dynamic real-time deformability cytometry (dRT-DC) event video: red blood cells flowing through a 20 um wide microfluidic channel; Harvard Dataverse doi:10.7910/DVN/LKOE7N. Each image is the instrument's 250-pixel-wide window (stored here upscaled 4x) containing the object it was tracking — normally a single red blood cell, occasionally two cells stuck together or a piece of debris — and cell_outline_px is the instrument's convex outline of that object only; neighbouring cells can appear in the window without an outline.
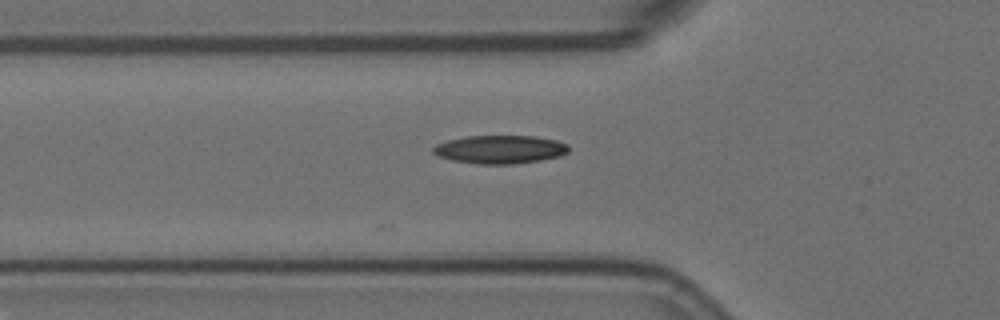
{"species": "Egyptian fruit bat (a non-hibernating species)", "species_latin": "Rousettus aegyptiacus", "temperature_condition": "room temperature", "stored_images_in_passage": 4, "camera_frame_rate_fps": 3000, "um_per_image_px": 0.085, "animal": {"sex": "female"}, "frame": {"image": 1, "passage_image": 2, "time_ms": 0.333, "image_size_px": [1000, 320], "cell_outline_px": [[568, 152], [560, 156], [540, 160], [512, 164], [476, 164], [452, 160], [440, 156], [432, 152], [432, 148], [436, 144], [448, 140], [468, 136], [536, 136], [556, 140], [568, 144]], "centroid_in_image_um": [42.51, 12.7], "position_along_channel_um": 83.3, "area_um2": 22.31}}
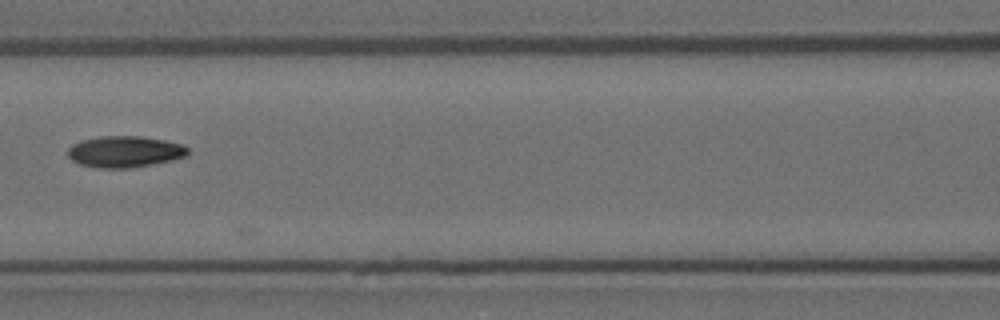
{"frame": {"image": 2, "passage_image": 4, "time_ms": 1.0, "image_size_px": [1000, 320], "cell_outline_px": [[188, 152], [184, 156], [172, 160], [132, 168], [100, 168], [80, 164], [72, 160], [68, 156], [68, 148], [72, 144], [80, 140], [100, 136], [140, 136], [164, 140], [184, 144], [188, 148]], "centroid_in_image_um": [10.59, 12.88], "position_along_channel_um": 156.0, "area_um2": 21.96}}